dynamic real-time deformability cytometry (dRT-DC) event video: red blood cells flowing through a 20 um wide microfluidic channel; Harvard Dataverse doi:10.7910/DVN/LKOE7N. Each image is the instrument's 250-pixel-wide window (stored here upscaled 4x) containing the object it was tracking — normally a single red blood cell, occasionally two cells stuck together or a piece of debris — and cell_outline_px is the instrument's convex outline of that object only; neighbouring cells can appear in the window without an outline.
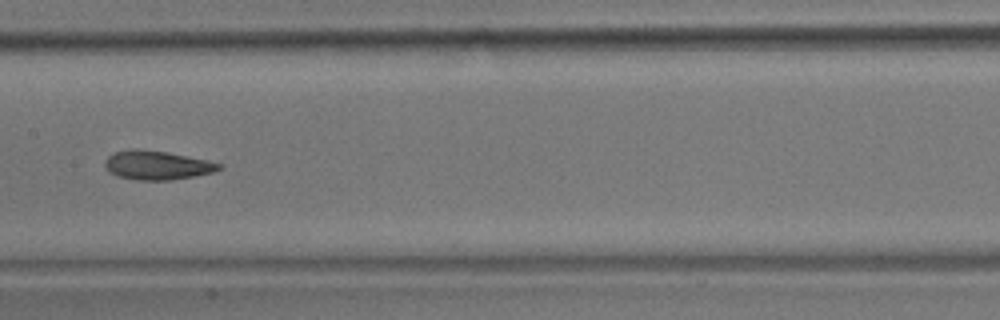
{"species": "common noctule bat (a hibernating species)", "species_latin": "Nyctalus noctula", "temperature_condition": "room temperature", "stored_images_in_passage": 12, "segment_of_instrument_passage": [1, 2], "camera_frame_rate_fps": 3000, "um_per_image_px": 0.085, "animal": {"sex": "male", "body_mass_g": 17.9}, "frame": {"image": 1, "passage_image": 8, "time_ms": 2.333, "image_size_px": [1000, 320], "cell_outline_px": [[224, 168], [212, 172], [172, 180], [136, 180], [116, 176], [108, 172], [104, 168], [104, 160], [108, 156], [116, 152], [132, 148], [136, 148], [168, 152], [224, 164]], "centroid_in_image_um": [13.31, 14.04], "position_along_channel_um": 194.1, "area_um2": 19.42}}
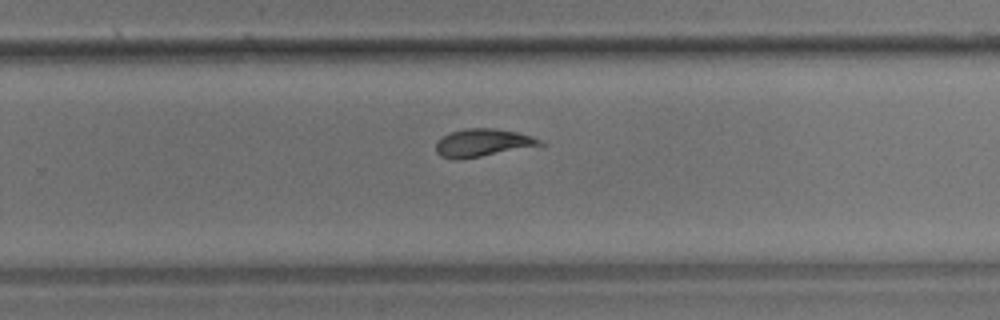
{"frame": {"image": 2, "passage_image": 11, "time_ms": 3.333, "image_size_px": [1000, 320], "cell_outline_px": [[544, 144], [480, 156], [456, 160], [440, 156], [436, 152], [436, 140], [452, 132], [468, 128], [492, 128], [516, 132], [532, 136], [540, 140]], "centroid_in_image_um": [40.96, 12.13], "position_along_channel_um": 288.8, "area_um2": 16.42}}